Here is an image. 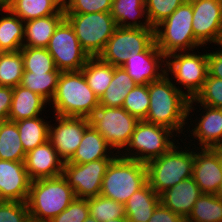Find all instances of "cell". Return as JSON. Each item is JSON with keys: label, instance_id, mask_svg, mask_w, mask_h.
<instances>
[{"label": "cell", "instance_id": "cell-1", "mask_svg": "<svg viewBox=\"0 0 222 222\" xmlns=\"http://www.w3.org/2000/svg\"><path fill=\"white\" fill-rule=\"evenodd\" d=\"M169 77L170 74H165L161 79L148 84L150 105L144 121L167 127L180 136L188 125L187 108L190 99L184 94L182 86H175Z\"/></svg>", "mask_w": 222, "mask_h": 222}, {"label": "cell", "instance_id": "cell-2", "mask_svg": "<svg viewBox=\"0 0 222 222\" xmlns=\"http://www.w3.org/2000/svg\"><path fill=\"white\" fill-rule=\"evenodd\" d=\"M53 115L89 118L99 107V98L88 86L82 71L61 72L50 101Z\"/></svg>", "mask_w": 222, "mask_h": 222}, {"label": "cell", "instance_id": "cell-3", "mask_svg": "<svg viewBox=\"0 0 222 222\" xmlns=\"http://www.w3.org/2000/svg\"><path fill=\"white\" fill-rule=\"evenodd\" d=\"M75 198L73 189L62 175L33 180L26 201L30 219L35 222H49Z\"/></svg>", "mask_w": 222, "mask_h": 222}, {"label": "cell", "instance_id": "cell-4", "mask_svg": "<svg viewBox=\"0 0 222 222\" xmlns=\"http://www.w3.org/2000/svg\"><path fill=\"white\" fill-rule=\"evenodd\" d=\"M192 19L193 7L186 0L168 18L154 28L156 45L166 57L176 52L193 51L203 47L194 37Z\"/></svg>", "mask_w": 222, "mask_h": 222}, {"label": "cell", "instance_id": "cell-5", "mask_svg": "<svg viewBox=\"0 0 222 222\" xmlns=\"http://www.w3.org/2000/svg\"><path fill=\"white\" fill-rule=\"evenodd\" d=\"M188 145L189 149L182 150L175 144L167 153L146 163L147 183L157 194L192 177L195 148L190 150L191 145Z\"/></svg>", "mask_w": 222, "mask_h": 222}, {"label": "cell", "instance_id": "cell-6", "mask_svg": "<svg viewBox=\"0 0 222 222\" xmlns=\"http://www.w3.org/2000/svg\"><path fill=\"white\" fill-rule=\"evenodd\" d=\"M147 183L146 164L117 155L109 164L100 195L125 204Z\"/></svg>", "mask_w": 222, "mask_h": 222}, {"label": "cell", "instance_id": "cell-7", "mask_svg": "<svg viewBox=\"0 0 222 222\" xmlns=\"http://www.w3.org/2000/svg\"><path fill=\"white\" fill-rule=\"evenodd\" d=\"M175 136L179 137L167 127L140 120L135 127L129 144L124 149L125 151L120 152L119 155L146 164L152 159L167 153L176 142L180 144L179 141L174 140ZM172 137L174 138L172 139Z\"/></svg>", "mask_w": 222, "mask_h": 222}, {"label": "cell", "instance_id": "cell-8", "mask_svg": "<svg viewBox=\"0 0 222 222\" xmlns=\"http://www.w3.org/2000/svg\"><path fill=\"white\" fill-rule=\"evenodd\" d=\"M65 19L90 57L99 56L117 27L110 12L65 13Z\"/></svg>", "mask_w": 222, "mask_h": 222}, {"label": "cell", "instance_id": "cell-9", "mask_svg": "<svg viewBox=\"0 0 222 222\" xmlns=\"http://www.w3.org/2000/svg\"><path fill=\"white\" fill-rule=\"evenodd\" d=\"M139 121L123 107L101 105L89 117L90 125L103 136L108 145L114 149L113 151L117 150L118 155L129 144Z\"/></svg>", "mask_w": 222, "mask_h": 222}, {"label": "cell", "instance_id": "cell-10", "mask_svg": "<svg viewBox=\"0 0 222 222\" xmlns=\"http://www.w3.org/2000/svg\"><path fill=\"white\" fill-rule=\"evenodd\" d=\"M154 42V28L117 26L98 57L114 67H121L129 58L146 51Z\"/></svg>", "mask_w": 222, "mask_h": 222}, {"label": "cell", "instance_id": "cell-11", "mask_svg": "<svg viewBox=\"0 0 222 222\" xmlns=\"http://www.w3.org/2000/svg\"><path fill=\"white\" fill-rule=\"evenodd\" d=\"M199 53L201 52H176L166 57V74L175 77L172 76L177 82L174 85H183L188 99L195 98L201 91L208 75L207 52Z\"/></svg>", "mask_w": 222, "mask_h": 222}, {"label": "cell", "instance_id": "cell-12", "mask_svg": "<svg viewBox=\"0 0 222 222\" xmlns=\"http://www.w3.org/2000/svg\"><path fill=\"white\" fill-rule=\"evenodd\" d=\"M46 49L53 57L56 68L61 72L81 71L90 58L66 19L58 25Z\"/></svg>", "mask_w": 222, "mask_h": 222}, {"label": "cell", "instance_id": "cell-13", "mask_svg": "<svg viewBox=\"0 0 222 222\" xmlns=\"http://www.w3.org/2000/svg\"><path fill=\"white\" fill-rule=\"evenodd\" d=\"M113 159H100L85 164L64 162L62 176L74 191L76 198L99 196L106 170Z\"/></svg>", "mask_w": 222, "mask_h": 222}, {"label": "cell", "instance_id": "cell-14", "mask_svg": "<svg viewBox=\"0 0 222 222\" xmlns=\"http://www.w3.org/2000/svg\"><path fill=\"white\" fill-rule=\"evenodd\" d=\"M56 124L49 126V141L58 156L69 161L75 154L85 130L90 126L89 118L54 115Z\"/></svg>", "mask_w": 222, "mask_h": 222}, {"label": "cell", "instance_id": "cell-15", "mask_svg": "<svg viewBox=\"0 0 222 222\" xmlns=\"http://www.w3.org/2000/svg\"><path fill=\"white\" fill-rule=\"evenodd\" d=\"M193 7L194 37L204 46L218 45L222 35V5L220 0H188Z\"/></svg>", "mask_w": 222, "mask_h": 222}, {"label": "cell", "instance_id": "cell-16", "mask_svg": "<svg viewBox=\"0 0 222 222\" xmlns=\"http://www.w3.org/2000/svg\"><path fill=\"white\" fill-rule=\"evenodd\" d=\"M121 67L137 85H148L166 74V56L154 42L146 51L129 58Z\"/></svg>", "mask_w": 222, "mask_h": 222}, {"label": "cell", "instance_id": "cell-17", "mask_svg": "<svg viewBox=\"0 0 222 222\" xmlns=\"http://www.w3.org/2000/svg\"><path fill=\"white\" fill-rule=\"evenodd\" d=\"M196 149L192 177L203 194L217 195L222 177L221 148L197 147Z\"/></svg>", "mask_w": 222, "mask_h": 222}, {"label": "cell", "instance_id": "cell-18", "mask_svg": "<svg viewBox=\"0 0 222 222\" xmlns=\"http://www.w3.org/2000/svg\"><path fill=\"white\" fill-rule=\"evenodd\" d=\"M31 182L24 161L0 160V201L26 202Z\"/></svg>", "mask_w": 222, "mask_h": 222}, {"label": "cell", "instance_id": "cell-19", "mask_svg": "<svg viewBox=\"0 0 222 222\" xmlns=\"http://www.w3.org/2000/svg\"><path fill=\"white\" fill-rule=\"evenodd\" d=\"M24 163L32 181L61 176L64 166V161L58 156L49 140L28 151Z\"/></svg>", "mask_w": 222, "mask_h": 222}, {"label": "cell", "instance_id": "cell-20", "mask_svg": "<svg viewBox=\"0 0 222 222\" xmlns=\"http://www.w3.org/2000/svg\"><path fill=\"white\" fill-rule=\"evenodd\" d=\"M199 106L200 111L203 109L202 114L200 112L202 117L193 120V123L198 122L194 128L192 126L191 136L198 140L199 148H222V109L202 104Z\"/></svg>", "mask_w": 222, "mask_h": 222}, {"label": "cell", "instance_id": "cell-21", "mask_svg": "<svg viewBox=\"0 0 222 222\" xmlns=\"http://www.w3.org/2000/svg\"><path fill=\"white\" fill-rule=\"evenodd\" d=\"M202 194L193 177H190L162 192L160 202L173 213L187 218Z\"/></svg>", "mask_w": 222, "mask_h": 222}, {"label": "cell", "instance_id": "cell-22", "mask_svg": "<svg viewBox=\"0 0 222 222\" xmlns=\"http://www.w3.org/2000/svg\"><path fill=\"white\" fill-rule=\"evenodd\" d=\"M112 150L103 136L90 125L83 134L81 144L68 162L85 164L100 159H114L117 153Z\"/></svg>", "mask_w": 222, "mask_h": 222}, {"label": "cell", "instance_id": "cell-23", "mask_svg": "<svg viewBox=\"0 0 222 222\" xmlns=\"http://www.w3.org/2000/svg\"><path fill=\"white\" fill-rule=\"evenodd\" d=\"M65 19L62 8L57 14L24 22L23 46L46 48L58 25Z\"/></svg>", "mask_w": 222, "mask_h": 222}, {"label": "cell", "instance_id": "cell-24", "mask_svg": "<svg viewBox=\"0 0 222 222\" xmlns=\"http://www.w3.org/2000/svg\"><path fill=\"white\" fill-rule=\"evenodd\" d=\"M47 101L31 90L17 85L13 88L11 110L8 120L16 122L22 119L34 118L42 115L47 107Z\"/></svg>", "mask_w": 222, "mask_h": 222}, {"label": "cell", "instance_id": "cell-25", "mask_svg": "<svg viewBox=\"0 0 222 222\" xmlns=\"http://www.w3.org/2000/svg\"><path fill=\"white\" fill-rule=\"evenodd\" d=\"M160 203V195L146 183L124 204L128 222H148Z\"/></svg>", "mask_w": 222, "mask_h": 222}, {"label": "cell", "instance_id": "cell-26", "mask_svg": "<svg viewBox=\"0 0 222 222\" xmlns=\"http://www.w3.org/2000/svg\"><path fill=\"white\" fill-rule=\"evenodd\" d=\"M110 13L116 26L123 28H152L146 14L145 0H112ZM139 18H145L143 20L145 22H141ZM127 19L132 22H128Z\"/></svg>", "mask_w": 222, "mask_h": 222}, {"label": "cell", "instance_id": "cell-27", "mask_svg": "<svg viewBox=\"0 0 222 222\" xmlns=\"http://www.w3.org/2000/svg\"><path fill=\"white\" fill-rule=\"evenodd\" d=\"M0 11L7 13L0 18V52L19 51L23 47L24 21L8 7L0 8Z\"/></svg>", "mask_w": 222, "mask_h": 222}, {"label": "cell", "instance_id": "cell-28", "mask_svg": "<svg viewBox=\"0 0 222 222\" xmlns=\"http://www.w3.org/2000/svg\"><path fill=\"white\" fill-rule=\"evenodd\" d=\"M62 8L63 0H12L8 6L24 22L57 14Z\"/></svg>", "mask_w": 222, "mask_h": 222}, {"label": "cell", "instance_id": "cell-29", "mask_svg": "<svg viewBox=\"0 0 222 222\" xmlns=\"http://www.w3.org/2000/svg\"><path fill=\"white\" fill-rule=\"evenodd\" d=\"M81 71L88 86L100 99L112 81L114 66L102 61L98 56L90 57Z\"/></svg>", "mask_w": 222, "mask_h": 222}, {"label": "cell", "instance_id": "cell-30", "mask_svg": "<svg viewBox=\"0 0 222 222\" xmlns=\"http://www.w3.org/2000/svg\"><path fill=\"white\" fill-rule=\"evenodd\" d=\"M24 151L36 148L49 140V121L34 117L16 121Z\"/></svg>", "mask_w": 222, "mask_h": 222}, {"label": "cell", "instance_id": "cell-31", "mask_svg": "<svg viewBox=\"0 0 222 222\" xmlns=\"http://www.w3.org/2000/svg\"><path fill=\"white\" fill-rule=\"evenodd\" d=\"M137 84L122 67H114V75L105 93L99 99V105L122 107L127 94Z\"/></svg>", "mask_w": 222, "mask_h": 222}, {"label": "cell", "instance_id": "cell-32", "mask_svg": "<svg viewBox=\"0 0 222 222\" xmlns=\"http://www.w3.org/2000/svg\"><path fill=\"white\" fill-rule=\"evenodd\" d=\"M25 157L16 122L3 121L0 125V160L25 161Z\"/></svg>", "mask_w": 222, "mask_h": 222}, {"label": "cell", "instance_id": "cell-33", "mask_svg": "<svg viewBox=\"0 0 222 222\" xmlns=\"http://www.w3.org/2000/svg\"><path fill=\"white\" fill-rule=\"evenodd\" d=\"M61 72H24L20 85L43 97L48 105L53 98Z\"/></svg>", "mask_w": 222, "mask_h": 222}, {"label": "cell", "instance_id": "cell-34", "mask_svg": "<svg viewBox=\"0 0 222 222\" xmlns=\"http://www.w3.org/2000/svg\"><path fill=\"white\" fill-rule=\"evenodd\" d=\"M187 219L192 222H222V198L215 194H202Z\"/></svg>", "mask_w": 222, "mask_h": 222}, {"label": "cell", "instance_id": "cell-35", "mask_svg": "<svg viewBox=\"0 0 222 222\" xmlns=\"http://www.w3.org/2000/svg\"><path fill=\"white\" fill-rule=\"evenodd\" d=\"M24 73L21 50L0 52V86L14 88L20 85Z\"/></svg>", "mask_w": 222, "mask_h": 222}, {"label": "cell", "instance_id": "cell-36", "mask_svg": "<svg viewBox=\"0 0 222 222\" xmlns=\"http://www.w3.org/2000/svg\"><path fill=\"white\" fill-rule=\"evenodd\" d=\"M24 72H61L55 66L53 57L46 48L23 46L21 49Z\"/></svg>", "mask_w": 222, "mask_h": 222}, {"label": "cell", "instance_id": "cell-37", "mask_svg": "<svg viewBox=\"0 0 222 222\" xmlns=\"http://www.w3.org/2000/svg\"><path fill=\"white\" fill-rule=\"evenodd\" d=\"M195 102L197 104L200 103L202 105L222 109V79L212 77L209 74L207 75L201 91L195 96V98L189 100L187 117L191 115L190 113H192V111L197 109L193 107L196 106Z\"/></svg>", "mask_w": 222, "mask_h": 222}, {"label": "cell", "instance_id": "cell-38", "mask_svg": "<svg viewBox=\"0 0 222 222\" xmlns=\"http://www.w3.org/2000/svg\"><path fill=\"white\" fill-rule=\"evenodd\" d=\"M89 214L98 222L125 217L124 204L102 195L88 198Z\"/></svg>", "mask_w": 222, "mask_h": 222}, {"label": "cell", "instance_id": "cell-39", "mask_svg": "<svg viewBox=\"0 0 222 222\" xmlns=\"http://www.w3.org/2000/svg\"><path fill=\"white\" fill-rule=\"evenodd\" d=\"M150 98L148 85H136L127 94L122 107L139 120H144L148 114Z\"/></svg>", "mask_w": 222, "mask_h": 222}, {"label": "cell", "instance_id": "cell-40", "mask_svg": "<svg viewBox=\"0 0 222 222\" xmlns=\"http://www.w3.org/2000/svg\"><path fill=\"white\" fill-rule=\"evenodd\" d=\"M186 0H145L148 21L155 28Z\"/></svg>", "mask_w": 222, "mask_h": 222}, {"label": "cell", "instance_id": "cell-41", "mask_svg": "<svg viewBox=\"0 0 222 222\" xmlns=\"http://www.w3.org/2000/svg\"><path fill=\"white\" fill-rule=\"evenodd\" d=\"M112 0H63L65 13L110 12Z\"/></svg>", "mask_w": 222, "mask_h": 222}, {"label": "cell", "instance_id": "cell-42", "mask_svg": "<svg viewBox=\"0 0 222 222\" xmlns=\"http://www.w3.org/2000/svg\"><path fill=\"white\" fill-rule=\"evenodd\" d=\"M26 202L0 201V222H30Z\"/></svg>", "mask_w": 222, "mask_h": 222}, {"label": "cell", "instance_id": "cell-43", "mask_svg": "<svg viewBox=\"0 0 222 222\" xmlns=\"http://www.w3.org/2000/svg\"><path fill=\"white\" fill-rule=\"evenodd\" d=\"M89 215L87 199L75 198L65 210L49 222H84Z\"/></svg>", "mask_w": 222, "mask_h": 222}, {"label": "cell", "instance_id": "cell-44", "mask_svg": "<svg viewBox=\"0 0 222 222\" xmlns=\"http://www.w3.org/2000/svg\"><path fill=\"white\" fill-rule=\"evenodd\" d=\"M184 219L183 216L173 213L160 202L148 222H183Z\"/></svg>", "mask_w": 222, "mask_h": 222}, {"label": "cell", "instance_id": "cell-45", "mask_svg": "<svg viewBox=\"0 0 222 222\" xmlns=\"http://www.w3.org/2000/svg\"><path fill=\"white\" fill-rule=\"evenodd\" d=\"M208 60V74L212 77L222 79V49L216 50L215 52H207Z\"/></svg>", "mask_w": 222, "mask_h": 222}, {"label": "cell", "instance_id": "cell-46", "mask_svg": "<svg viewBox=\"0 0 222 222\" xmlns=\"http://www.w3.org/2000/svg\"><path fill=\"white\" fill-rule=\"evenodd\" d=\"M13 88L0 86V120H8L11 110Z\"/></svg>", "mask_w": 222, "mask_h": 222}, {"label": "cell", "instance_id": "cell-47", "mask_svg": "<svg viewBox=\"0 0 222 222\" xmlns=\"http://www.w3.org/2000/svg\"><path fill=\"white\" fill-rule=\"evenodd\" d=\"M221 174H222V148H221ZM217 195L222 198V177H221V183H220V186L218 188Z\"/></svg>", "mask_w": 222, "mask_h": 222}, {"label": "cell", "instance_id": "cell-48", "mask_svg": "<svg viewBox=\"0 0 222 222\" xmlns=\"http://www.w3.org/2000/svg\"><path fill=\"white\" fill-rule=\"evenodd\" d=\"M12 0H0V8H7Z\"/></svg>", "mask_w": 222, "mask_h": 222}, {"label": "cell", "instance_id": "cell-49", "mask_svg": "<svg viewBox=\"0 0 222 222\" xmlns=\"http://www.w3.org/2000/svg\"><path fill=\"white\" fill-rule=\"evenodd\" d=\"M107 222H128V219H127V217L125 216V217H123V218L111 219V220H109V221H107Z\"/></svg>", "mask_w": 222, "mask_h": 222}, {"label": "cell", "instance_id": "cell-50", "mask_svg": "<svg viewBox=\"0 0 222 222\" xmlns=\"http://www.w3.org/2000/svg\"><path fill=\"white\" fill-rule=\"evenodd\" d=\"M84 222H98V221L94 217H91L89 215V217L86 220H84Z\"/></svg>", "mask_w": 222, "mask_h": 222}, {"label": "cell", "instance_id": "cell-51", "mask_svg": "<svg viewBox=\"0 0 222 222\" xmlns=\"http://www.w3.org/2000/svg\"><path fill=\"white\" fill-rule=\"evenodd\" d=\"M221 46V49H222V35H221V38H220V41L218 43V47Z\"/></svg>", "mask_w": 222, "mask_h": 222}, {"label": "cell", "instance_id": "cell-52", "mask_svg": "<svg viewBox=\"0 0 222 222\" xmlns=\"http://www.w3.org/2000/svg\"><path fill=\"white\" fill-rule=\"evenodd\" d=\"M183 222H192V221H190V220H188L187 218H185V219L183 220Z\"/></svg>", "mask_w": 222, "mask_h": 222}]
</instances>
